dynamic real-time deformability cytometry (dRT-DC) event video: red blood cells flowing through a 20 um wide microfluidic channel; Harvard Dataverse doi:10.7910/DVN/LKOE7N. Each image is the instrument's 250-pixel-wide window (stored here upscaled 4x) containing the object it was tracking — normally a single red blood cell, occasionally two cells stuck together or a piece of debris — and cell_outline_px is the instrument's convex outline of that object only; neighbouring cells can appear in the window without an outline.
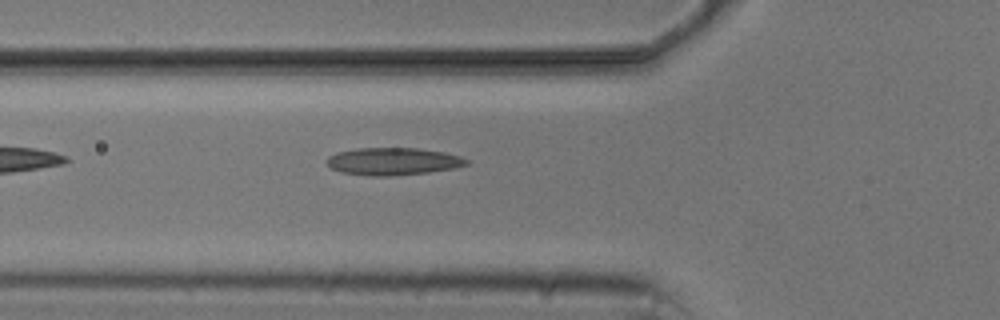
{"species": "common noctule bat (a hibernating species)", "species_latin": "Nyctalus noctula", "temperature_condition": "cold", "stored_images_in_passage": 2, "camera_frame_rate_fps": 3000, "um_per_image_px": 0.085, "animal": {"sex": "male", "body_mass_g": 20.5, "forearm_length_mm": 52.5}, "frame": {"image": 1, "passage_image": 2, "time_ms": 1.667, "image_size_px": [1000, 320], "cell_outline_px": [[468, 164], [456, 168], [428, 172], [388, 176], [372, 176], [340, 172], [332, 168], [328, 164], [328, 156], [336, 152], [356, 148], [416, 148], [444, 152], [460, 156], [468, 160]], "centroid_in_image_um": [33.41, 13.71], "position_along_channel_um": 92.4, "area_um2": 22.25}}